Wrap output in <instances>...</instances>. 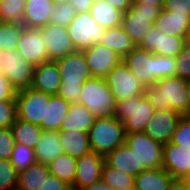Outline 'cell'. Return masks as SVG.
<instances>
[{
	"label": "cell",
	"mask_w": 190,
	"mask_h": 190,
	"mask_svg": "<svg viewBox=\"0 0 190 190\" xmlns=\"http://www.w3.org/2000/svg\"><path fill=\"white\" fill-rule=\"evenodd\" d=\"M51 94L32 89H22L16 93V114L17 119L30 122L35 125L45 121L46 100Z\"/></svg>",
	"instance_id": "obj_10"
},
{
	"label": "cell",
	"mask_w": 190,
	"mask_h": 190,
	"mask_svg": "<svg viewBox=\"0 0 190 190\" xmlns=\"http://www.w3.org/2000/svg\"><path fill=\"white\" fill-rule=\"evenodd\" d=\"M170 143L190 148V117L180 118Z\"/></svg>",
	"instance_id": "obj_40"
},
{
	"label": "cell",
	"mask_w": 190,
	"mask_h": 190,
	"mask_svg": "<svg viewBox=\"0 0 190 190\" xmlns=\"http://www.w3.org/2000/svg\"><path fill=\"white\" fill-rule=\"evenodd\" d=\"M125 143L133 150L139 165L145 169L162 168L163 144L144 132L126 134Z\"/></svg>",
	"instance_id": "obj_12"
},
{
	"label": "cell",
	"mask_w": 190,
	"mask_h": 190,
	"mask_svg": "<svg viewBox=\"0 0 190 190\" xmlns=\"http://www.w3.org/2000/svg\"><path fill=\"white\" fill-rule=\"evenodd\" d=\"M0 72L9 80L16 91L31 87L35 66L27 62L17 50L2 51Z\"/></svg>",
	"instance_id": "obj_11"
},
{
	"label": "cell",
	"mask_w": 190,
	"mask_h": 190,
	"mask_svg": "<svg viewBox=\"0 0 190 190\" xmlns=\"http://www.w3.org/2000/svg\"><path fill=\"white\" fill-rule=\"evenodd\" d=\"M154 26L166 35L184 37L190 27V13H174L162 9Z\"/></svg>",
	"instance_id": "obj_24"
},
{
	"label": "cell",
	"mask_w": 190,
	"mask_h": 190,
	"mask_svg": "<svg viewBox=\"0 0 190 190\" xmlns=\"http://www.w3.org/2000/svg\"><path fill=\"white\" fill-rule=\"evenodd\" d=\"M108 88L117 101L137 95H146V88L121 61L105 77Z\"/></svg>",
	"instance_id": "obj_9"
},
{
	"label": "cell",
	"mask_w": 190,
	"mask_h": 190,
	"mask_svg": "<svg viewBox=\"0 0 190 190\" xmlns=\"http://www.w3.org/2000/svg\"><path fill=\"white\" fill-rule=\"evenodd\" d=\"M182 116V114L174 110L154 109L153 116L149 119L143 132L153 140L163 145L167 144L170 142Z\"/></svg>",
	"instance_id": "obj_15"
},
{
	"label": "cell",
	"mask_w": 190,
	"mask_h": 190,
	"mask_svg": "<svg viewBox=\"0 0 190 190\" xmlns=\"http://www.w3.org/2000/svg\"><path fill=\"white\" fill-rule=\"evenodd\" d=\"M146 96L156 110H174L186 117L187 80L177 76L162 78L146 88Z\"/></svg>",
	"instance_id": "obj_2"
},
{
	"label": "cell",
	"mask_w": 190,
	"mask_h": 190,
	"mask_svg": "<svg viewBox=\"0 0 190 190\" xmlns=\"http://www.w3.org/2000/svg\"><path fill=\"white\" fill-rule=\"evenodd\" d=\"M36 162L48 165L64 154L59 131L43 130L39 142L34 148Z\"/></svg>",
	"instance_id": "obj_22"
},
{
	"label": "cell",
	"mask_w": 190,
	"mask_h": 190,
	"mask_svg": "<svg viewBox=\"0 0 190 190\" xmlns=\"http://www.w3.org/2000/svg\"><path fill=\"white\" fill-rule=\"evenodd\" d=\"M16 50L34 66L50 61L40 28L25 27L21 32Z\"/></svg>",
	"instance_id": "obj_14"
},
{
	"label": "cell",
	"mask_w": 190,
	"mask_h": 190,
	"mask_svg": "<svg viewBox=\"0 0 190 190\" xmlns=\"http://www.w3.org/2000/svg\"><path fill=\"white\" fill-rule=\"evenodd\" d=\"M165 0H132V4H153L164 8Z\"/></svg>",
	"instance_id": "obj_51"
},
{
	"label": "cell",
	"mask_w": 190,
	"mask_h": 190,
	"mask_svg": "<svg viewBox=\"0 0 190 190\" xmlns=\"http://www.w3.org/2000/svg\"><path fill=\"white\" fill-rule=\"evenodd\" d=\"M40 30L50 61H56L76 51L67 27L49 23L40 27Z\"/></svg>",
	"instance_id": "obj_13"
},
{
	"label": "cell",
	"mask_w": 190,
	"mask_h": 190,
	"mask_svg": "<svg viewBox=\"0 0 190 190\" xmlns=\"http://www.w3.org/2000/svg\"><path fill=\"white\" fill-rule=\"evenodd\" d=\"M16 89L11 85L9 80L0 72V101L15 100Z\"/></svg>",
	"instance_id": "obj_44"
},
{
	"label": "cell",
	"mask_w": 190,
	"mask_h": 190,
	"mask_svg": "<svg viewBox=\"0 0 190 190\" xmlns=\"http://www.w3.org/2000/svg\"><path fill=\"white\" fill-rule=\"evenodd\" d=\"M104 164V156L93 151L77 158L76 176L71 189L77 190L101 180Z\"/></svg>",
	"instance_id": "obj_18"
},
{
	"label": "cell",
	"mask_w": 190,
	"mask_h": 190,
	"mask_svg": "<svg viewBox=\"0 0 190 190\" xmlns=\"http://www.w3.org/2000/svg\"><path fill=\"white\" fill-rule=\"evenodd\" d=\"M162 7L153 4H132L122 15V27L136 46L154 26L155 20L162 11Z\"/></svg>",
	"instance_id": "obj_7"
},
{
	"label": "cell",
	"mask_w": 190,
	"mask_h": 190,
	"mask_svg": "<svg viewBox=\"0 0 190 190\" xmlns=\"http://www.w3.org/2000/svg\"><path fill=\"white\" fill-rule=\"evenodd\" d=\"M82 52L90 73L94 77L105 78L122 61L118 54L100 43H96Z\"/></svg>",
	"instance_id": "obj_17"
},
{
	"label": "cell",
	"mask_w": 190,
	"mask_h": 190,
	"mask_svg": "<svg viewBox=\"0 0 190 190\" xmlns=\"http://www.w3.org/2000/svg\"><path fill=\"white\" fill-rule=\"evenodd\" d=\"M56 62L61 76L57 94L70 104L78 103L83 84L92 77L83 52L75 51Z\"/></svg>",
	"instance_id": "obj_3"
},
{
	"label": "cell",
	"mask_w": 190,
	"mask_h": 190,
	"mask_svg": "<svg viewBox=\"0 0 190 190\" xmlns=\"http://www.w3.org/2000/svg\"><path fill=\"white\" fill-rule=\"evenodd\" d=\"M24 28L19 23L0 21V49L2 51H15Z\"/></svg>",
	"instance_id": "obj_35"
},
{
	"label": "cell",
	"mask_w": 190,
	"mask_h": 190,
	"mask_svg": "<svg viewBox=\"0 0 190 190\" xmlns=\"http://www.w3.org/2000/svg\"><path fill=\"white\" fill-rule=\"evenodd\" d=\"M175 76L189 80L190 79V48L184 49L176 56Z\"/></svg>",
	"instance_id": "obj_43"
},
{
	"label": "cell",
	"mask_w": 190,
	"mask_h": 190,
	"mask_svg": "<svg viewBox=\"0 0 190 190\" xmlns=\"http://www.w3.org/2000/svg\"><path fill=\"white\" fill-rule=\"evenodd\" d=\"M10 162L17 172L25 170L36 162L34 149L23 144L15 143Z\"/></svg>",
	"instance_id": "obj_37"
},
{
	"label": "cell",
	"mask_w": 190,
	"mask_h": 190,
	"mask_svg": "<svg viewBox=\"0 0 190 190\" xmlns=\"http://www.w3.org/2000/svg\"><path fill=\"white\" fill-rule=\"evenodd\" d=\"M77 12L69 2L54 5L50 23L57 26L68 27Z\"/></svg>",
	"instance_id": "obj_38"
},
{
	"label": "cell",
	"mask_w": 190,
	"mask_h": 190,
	"mask_svg": "<svg viewBox=\"0 0 190 190\" xmlns=\"http://www.w3.org/2000/svg\"><path fill=\"white\" fill-rule=\"evenodd\" d=\"M77 190H114L110 185H108L103 179L93 183L92 185H88Z\"/></svg>",
	"instance_id": "obj_49"
},
{
	"label": "cell",
	"mask_w": 190,
	"mask_h": 190,
	"mask_svg": "<svg viewBox=\"0 0 190 190\" xmlns=\"http://www.w3.org/2000/svg\"><path fill=\"white\" fill-rule=\"evenodd\" d=\"M102 179L114 190L134 189V176L109 167L106 163L103 166Z\"/></svg>",
	"instance_id": "obj_34"
},
{
	"label": "cell",
	"mask_w": 190,
	"mask_h": 190,
	"mask_svg": "<svg viewBox=\"0 0 190 190\" xmlns=\"http://www.w3.org/2000/svg\"><path fill=\"white\" fill-rule=\"evenodd\" d=\"M77 158L63 154L48 164L49 172L60 180L65 181L71 187L76 176Z\"/></svg>",
	"instance_id": "obj_33"
},
{
	"label": "cell",
	"mask_w": 190,
	"mask_h": 190,
	"mask_svg": "<svg viewBox=\"0 0 190 190\" xmlns=\"http://www.w3.org/2000/svg\"><path fill=\"white\" fill-rule=\"evenodd\" d=\"M89 13L105 29L122 25L123 12L103 0H94Z\"/></svg>",
	"instance_id": "obj_30"
},
{
	"label": "cell",
	"mask_w": 190,
	"mask_h": 190,
	"mask_svg": "<svg viewBox=\"0 0 190 190\" xmlns=\"http://www.w3.org/2000/svg\"><path fill=\"white\" fill-rule=\"evenodd\" d=\"M16 118V100L0 101V128L11 127Z\"/></svg>",
	"instance_id": "obj_41"
},
{
	"label": "cell",
	"mask_w": 190,
	"mask_h": 190,
	"mask_svg": "<svg viewBox=\"0 0 190 190\" xmlns=\"http://www.w3.org/2000/svg\"><path fill=\"white\" fill-rule=\"evenodd\" d=\"M78 103L88 108L95 118L112 117L115 113L116 100L105 78H88L82 86Z\"/></svg>",
	"instance_id": "obj_5"
},
{
	"label": "cell",
	"mask_w": 190,
	"mask_h": 190,
	"mask_svg": "<svg viewBox=\"0 0 190 190\" xmlns=\"http://www.w3.org/2000/svg\"><path fill=\"white\" fill-rule=\"evenodd\" d=\"M95 117L90 110L79 103H71L69 111L64 118L60 130L88 132L93 125Z\"/></svg>",
	"instance_id": "obj_27"
},
{
	"label": "cell",
	"mask_w": 190,
	"mask_h": 190,
	"mask_svg": "<svg viewBox=\"0 0 190 190\" xmlns=\"http://www.w3.org/2000/svg\"><path fill=\"white\" fill-rule=\"evenodd\" d=\"M168 190H188L182 179H174Z\"/></svg>",
	"instance_id": "obj_50"
},
{
	"label": "cell",
	"mask_w": 190,
	"mask_h": 190,
	"mask_svg": "<svg viewBox=\"0 0 190 190\" xmlns=\"http://www.w3.org/2000/svg\"><path fill=\"white\" fill-rule=\"evenodd\" d=\"M122 62L148 87L162 78L175 76L176 58L157 55L136 46Z\"/></svg>",
	"instance_id": "obj_1"
},
{
	"label": "cell",
	"mask_w": 190,
	"mask_h": 190,
	"mask_svg": "<svg viewBox=\"0 0 190 190\" xmlns=\"http://www.w3.org/2000/svg\"><path fill=\"white\" fill-rule=\"evenodd\" d=\"M15 140L10 127L0 128V159L10 160Z\"/></svg>",
	"instance_id": "obj_42"
},
{
	"label": "cell",
	"mask_w": 190,
	"mask_h": 190,
	"mask_svg": "<svg viewBox=\"0 0 190 190\" xmlns=\"http://www.w3.org/2000/svg\"><path fill=\"white\" fill-rule=\"evenodd\" d=\"M184 42H185V46L190 48V27L185 32Z\"/></svg>",
	"instance_id": "obj_53"
},
{
	"label": "cell",
	"mask_w": 190,
	"mask_h": 190,
	"mask_svg": "<svg viewBox=\"0 0 190 190\" xmlns=\"http://www.w3.org/2000/svg\"><path fill=\"white\" fill-rule=\"evenodd\" d=\"M54 5H58V4H61V3H64V2H68V0H52Z\"/></svg>",
	"instance_id": "obj_55"
},
{
	"label": "cell",
	"mask_w": 190,
	"mask_h": 190,
	"mask_svg": "<svg viewBox=\"0 0 190 190\" xmlns=\"http://www.w3.org/2000/svg\"><path fill=\"white\" fill-rule=\"evenodd\" d=\"M70 108V103L58 94L46 100L45 121H41L42 130L60 131V127Z\"/></svg>",
	"instance_id": "obj_25"
},
{
	"label": "cell",
	"mask_w": 190,
	"mask_h": 190,
	"mask_svg": "<svg viewBox=\"0 0 190 190\" xmlns=\"http://www.w3.org/2000/svg\"><path fill=\"white\" fill-rule=\"evenodd\" d=\"M49 174L48 165L35 162L25 170L18 172L17 186L24 190H41Z\"/></svg>",
	"instance_id": "obj_31"
},
{
	"label": "cell",
	"mask_w": 190,
	"mask_h": 190,
	"mask_svg": "<svg viewBox=\"0 0 190 190\" xmlns=\"http://www.w3.org/2000/svg\"><path fill=\"white\" fill-rule=\"evenodd\" d=\"M154 107L146 95H137L116 102L114 117L123 122L126 134L143 132Z\"/></svg>",
	"instance_id": "obj_6"
},
{
	"label": "cell",
	"mask_w": 190,
	"mask_h": 190,
	"mask_svg": "<svg viewBox=\"0 0 190 190\" xmlns=\"http://www.w3.org/2000/svg\"><path fill=\"white\" fill-rule=\"evenodd\" d=\"M59 137L64 153L71 157L80 158L91 151L88 132L81 130H60Z\"/></svg>",
	"instance_id": "obj_28"
},
{
	"label": "cell",
	"mask_w": 190,
	"mask_h": 190,
	"mask_svg": "<svg viewBox=\"0 0 190 190\" xmlns=\"http://www.w3.org/2000/svg\"><path fill=\"white\" fill-rule=\"evenodd\" d=\"M77 13L89 12L94 0H68Z\"/></svg>",
	"instance_id": "obj_47"
},
{
	"label": "cell",
	"mask_w": 190,
	"mask_h": 190,
	"mask_svg": "<svg viewBox=\"0 0 190 190\" xmlns=\"http://www.w3.org/2000/svg\"><path fill=\"white\" fill-rule=\"evenodd\" d=\"M105 163L114 169L121 170L132 176L138 175L146 170L143 165H139L138 158L133 150L124 143L105 157Z\"/></svg>",
	"instance_id": "obj_21"
},
{
	"label": "cell",
	"mask_w": 190,
	"mask_h": 190,
	"mask_svg": "<svg viewBox=\"0 0 190 190\" xmlns=\"http://www.w3.org/2000/svg\"><path fill=\"white\" fill-rule=\"evenodd\" d=\"M18 172L10 160L0 159V190H9L17 185Z\"/></svg>",
	"instance_id": "obj_39"
},
{
	"label": "cell",
	"mask_w": 190,
	"mask_h": 190,
	"mask_svg": "<svg viewBox=\"0 0 190 190\" xmlns=\"http://www.w3.org/2000/svg\"><path fill=\"white\" fill-rule=\"evenodd\" d=\"M163 9L174 13H190L189 0H165Z\"/></svg>",
	"instance_id": "obj_46"
},
{
	"label": "cell",
	"mask_w": 190,
	"mask_h": 190,
	"mask_svg": "<svg viewBox=\"0 0 190 190\" xmlns=\"http://www.w3.org/2000/svg\"><path fill=\"white\" fill-rule=\"evenodd\" d=\"M3 62L2 60V50L0 49V64Z\"/></svg>",
	"instance_id": "obj_57"
},
{
	"label": "cell",
	"mask_w": 190,
	"mask_h": 190,
	"mask_svg": "<svg viewBox=\"0 0 190 190\" xmlns=\"http://www.w3.org/2000/svg\"><path fill=\"white\" fill-rule=\"evenodd\" d=\"M9 190H24V189H22V188H20V187H18V186L16 185V186H14V187H11Z\"/></svg>",
	"instance_id": "obj_56"
},
{
	"label": "cell",
	"mask_w": 190,
	"mask_h": 190,
	"mask_svg": "<svg viewBox=\"0 0 190 190\" xmlns=\"http://www.w3.org/2000/svg\"><path fill=\"white\" fill-rule=\"evenodd\" d=\"M183 182L187 186L188 190H190V174L182 178Z\"/></svg>",
	"instance_id": "obj_54"
},
{
	"label": "cell",
	"mask_w": 190,
	"mask_h": 190,
	"mask_svg": "<svg viewBox=\"0 0 190 190\" xmlns=\"http://www.w3.org/2000/svg\"><path fill=\"white\" fill-rule=\"evenodd\" d=\"M26 0H0V21L23 25Z\"/></svg>",
	"instance_id": "obj_36"
},
{
	"label": "cell",
	"mask_w": 190,
	"mask_h": 190,
	"mask_svg": "<svg viewBox=\"0 0 190 190\" xmlns=\"http://www.w3.org/2000/svg\"><path fill=\"white\" fill-rule=\"evenodd\" d=\"M53 7L52 0H26L23 26L40 28L49 24Z\"/></svg>",
	"instance_id": "obj_23"
},
{
	"label": "cell",
	"mask_w": 190,
	"mask_h": 190,
	"mask_svg": "<svg viewBox=\"0 0 190 190\" xmlns=\"http://www.w3.org/2000/svg\"><path fill=\"white\" fill-rule=\"evenodd\" d=\"M71 186L65 181L60 180L55 175L49 174L44 180L41 190H70Z\"/></svg>",
	"instance_id": "obj_45"
},
{
	"label": "cell",
	"mask_w": 190,
	"mask_h": 190,
	"mask_svg": "<svg viewBox=\"0 0 190 190\" xmlns=\"http://www.w3.org/2000/svg\"><path fill=\"white\" fill-rule=\"evenodd\" d=\"M99 43L113 50L121 59L136 47L122 26L106 29Z\"/></svg>",
	"instance_id": "obj_29"
},
{
	"label": "cell",
	"mask_w": 190,
	"mask_h": 190,
	"mask_svg": "<svg viewBox=\"0 0 190 190\" xmlns=\"http://www.w3.org/2000/svg\"><path fill=\"white\" fill-rule=\"evenodd\" d=\"M10 128L12 130L15 143L23 144L32 149H34L36 144L39 142L43 132L39 125L19 120L17 118Z\"/></svg>",
	"instance_id": "obj_32"
},
{
	"label": "cell",
	"mask_w": 190,
	"mask_h": 190,
	"mask_svg": "<svg viewBox=\"0 0 190 190\" xmlns=\"http://www.w3.org/2000/svg\"><path fill=\"white\" fill-rule=\"evenodd\" d=\"M61 85V76L56 61H48L35 66L31 88L55 95Z\"/></svg>",
	"instance_id": "obj_20"
},
{
	"label": "cell",
	"mask_w": 190,
	"mask_h": 190,
	"mask_svg": "<svg viewBox=\"0 0 190 190\" xmlns=\"http://www.w3.org/2000/svg\"><path fill=\"white\" fill-rule=\"evenodd\" d=\"M139 47L157 55L176 58L184 49L185 42L184 37L166 35L153 26Z\"/></svg>",
	"instance_id": "obj_16"
},
{
	"label": "cell",
	"mask_w": 190,
	"mask_h": 190,
	"mask_svg": "<svg viewBox=\"0 0 190 190\" xmlns=\"http://www.w3.org/2000/svg\"><path fill=\"white\" fill-rule=\"evenodd\" d=\"M162 168L174 179H182L190 174V148L170 142L164 144Z\"/></svg>",
	"instance_id": "obj_19"
},
{
	"label": "cell",
	"mask_w": 190,
	"mask_h": 190,
	"mask_svg": "<svg viewBox=\"0 0 190 190\" xmlns=\"http://www.w3.org/2000/svg\"><path fill=\"white\" fill-rule=\"evenodd\" d=\"M123 13L132 6V0H103Z\"/></svg>",
	"instance_id": "obj_48"
},
{
	"label": "cell",
	"mask_w": 190,
	"mask_h": 190,
	"mask_svg": "<svg viewBox=\"0 0 190 190\" xmlns=\"http://www.w3.org/2000/svg\"><path fill=\"white\" fill-rule=\"evenodd\" d=\"M91 151L106 156L125 143L126 132L123 122L116 117L95 118L88 131Z\"/></svg>",
	"instance_id": "obj_4"
},
{
	"label": "cell",
	"mask_w": 190,
	"mask_h": 190,
	"mask_svg": "<svg viewBox=\"0 0 190 190\" xmlns=\"http://www.w3.org/2000/svg\"><path fill=\"white\" fill-rule=\"evenodd\" d=\"M174 178L163 168L146 169L134 177L135 190H168Z\"/></svg>",
	"instance_id": "obj_26"
},
{
	"label": "cell",
	"mask_w": 190,
	"mask_h": 190,
	"mask_svg": "<svg viewBox=\"0 0 190 190\" xmlns=\"http://www.w3.org/2000/svg\"><path fill=\"white\" fill-rule=\"evenodd\" d=\"M67 29L76 51H83L99 43L106 32L89 12L77 13Z\"/></svg>",
	"instance_id": "obj_8"
},
{
	"label": "cell",
	"mask_w": 190,
	"mask_h": 190,
	"mask_svg": "<svg viewBox=\"0 0 190 190\" xmlns=\"http://www.w3.org/2000/svg\"><path fill=\"white\" fill-rule=\"evenodd\" d=\"M187 84H188V100L186 107V117H190V79L187 80Z\"/></svg>",
	"instance_id": "obj_52"
}]
</instances>
